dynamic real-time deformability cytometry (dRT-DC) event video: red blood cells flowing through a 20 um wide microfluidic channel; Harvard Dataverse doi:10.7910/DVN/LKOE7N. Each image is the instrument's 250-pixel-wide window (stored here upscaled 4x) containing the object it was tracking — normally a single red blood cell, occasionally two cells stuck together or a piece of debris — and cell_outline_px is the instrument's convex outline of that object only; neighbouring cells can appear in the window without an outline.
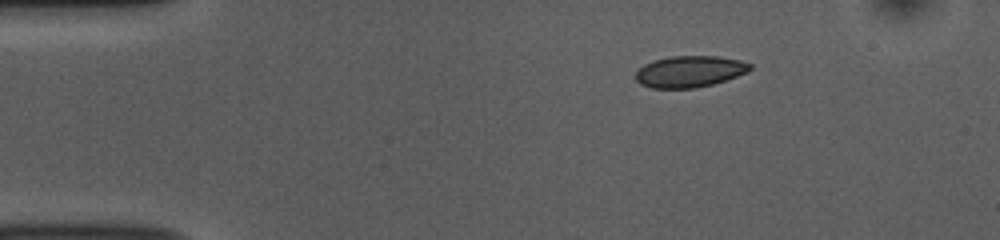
{"species": "common noctule bat (a hibernating species)", "species_latin": "Nyctalus noctula", "temperature_condition": "room temperature", "stored_images_in_passage": 45, "camera_frame_rate_fps": 3000, "um_per_image_px": 0.085, "animal": {"sex": "female", "body_mass_g": 10.0, "forearm_length_mm": 53.1}, "frame": {"image": 1, "passage_image": 1, "time_ms": 0.0, "image_size_px": [1000, 240], "cell_outline_px": [[752, 68], [748, 72], [712, 84], [696, 88], [652, 88], [640, 84], [636, 80], [636, 72], [644, 64], [652, 60], [668, 56], [716, 56], [740, 60], [752, 64]], "centroid_in_image_um": [58.61, 6.07], "position_along_channel_um": 26.4, "area_um2": 20.98}}
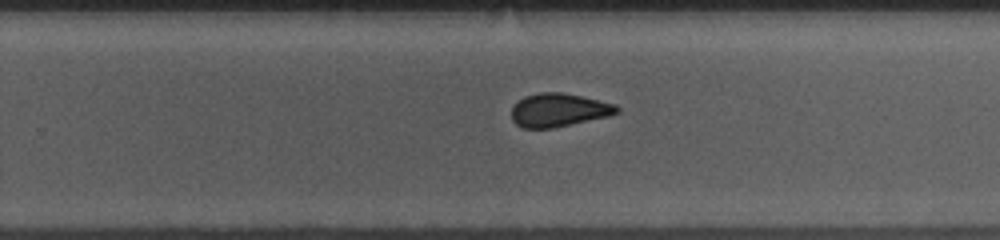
{"frame": {"image": 2, "passage_image": 26, "time_ms": 8.333, "image_size_px": [1000, 240], "cell_outline_px": [[620, 112], [608, 116], [552, 128], [524, 128], [516, 124], [512, 120], [512, 108], [516, 100], [524, 96], [540, 92], [564, 92], [616, 104], [620, 108]], "centroid_in_image_um": [47.48, 9.34], "position_along_channel_um": 282.3, "area_um2": 20.58}}
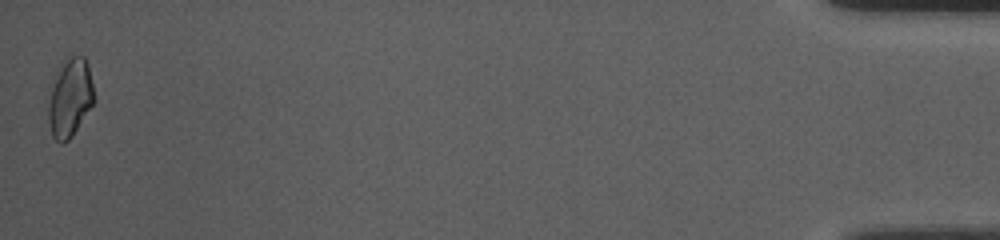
{"frame": {"image": 3, "passage_image": 45, "time_ms": 14.667, "image_size_px": [1000, 240], "cell_outline_px": [[96, 100], [72, 136], [64, 144], [60, 144], [52, 136], [48, 120], [48, 84], [56, 68], [64, 60], [72, 56], [84, 56], [88, 64]], "centroid_in_image_um": [5.91, 8.28], "position_along_channel_um": 429.3, "area_um2": 21.73}, "authors_computed_cell_mechanics": {"area_um2": 20.9236, "velocity_mm_per_s": 3.7904, "shape_relaxation_time_tau1_ms": 3.4075, "shape_relaxation_time_tau2_ms": 1.9196, "deformation_change_tau1": 0.1049, "deformation_change_tau2": 0.0516}}